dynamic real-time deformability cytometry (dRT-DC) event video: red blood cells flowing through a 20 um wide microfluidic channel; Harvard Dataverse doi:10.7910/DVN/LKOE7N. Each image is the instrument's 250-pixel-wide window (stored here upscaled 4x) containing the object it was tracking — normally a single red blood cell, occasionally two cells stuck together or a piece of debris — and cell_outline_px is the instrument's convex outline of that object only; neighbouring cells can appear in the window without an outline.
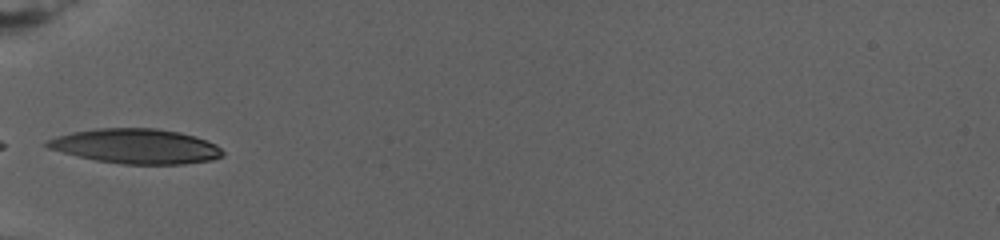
{"species": "human", "species_latin": "Homo sapiens", "temperature_condition": "warm", "stored_images_in_passage": 10, "camera_frame_rate_fps": 3000, "um_per_image_px": 0.085, "donor": {"sex": "female"}, "frame": {"image": 1, "passage_image": 1, "time_ms": 0.0, "image_size_px": [1000, 240], "cell_outline_px": [[224, 156], [212, 160], [184, 164], [124, 164], [96, 160], [44, 148], [44, 140], [56, 136], [72, 132], [100, 128], [156, 128], [180, 132], [196, 136], [216, 144], [224, 152]], "centroid_in_image_um": [11.55, 12.42], "position_along_channel_um": 73.5, "area_um2": 35.84}}